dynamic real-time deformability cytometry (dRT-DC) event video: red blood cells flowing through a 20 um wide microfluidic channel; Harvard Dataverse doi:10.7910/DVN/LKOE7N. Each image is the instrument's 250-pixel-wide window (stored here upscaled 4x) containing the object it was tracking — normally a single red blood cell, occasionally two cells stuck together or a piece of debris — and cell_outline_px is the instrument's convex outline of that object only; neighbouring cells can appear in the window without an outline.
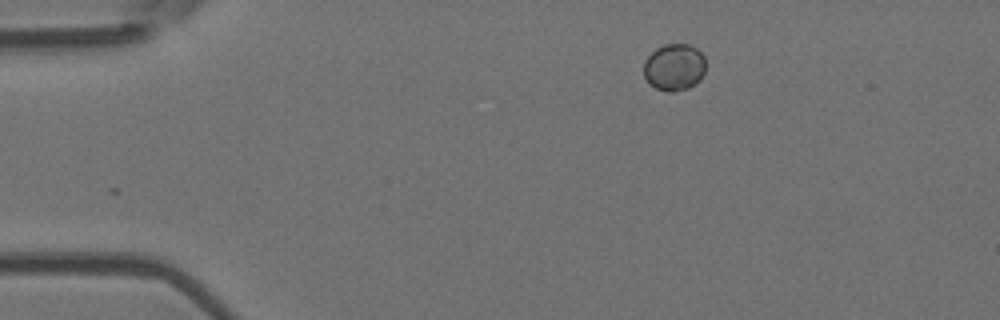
{"species": "Egyptian fruit bat (a non-hibernating species)", "species_latin": "Rousettus aegyptiacus", "temperature_condition": "room temperature", "stored_images_in_passage": 40, "camera_frame_rate_fps": 3000, "um_per_image_px": 0.085, "animal": {"sex": "female"}, "frame": {"image": 1, "passage_image": 1, "time_ms": 0.0, "image_size_px": [1000, 320], "cell_outline_px": [[704, 72], [700, 80], [688, 88], [672, 92], [668, 92], [656, 88], [648, 84], [644, 76], [644, 60], [656, 48], [664, 44], [688, 44], [696, 48], [704, 56]], "centroid_in_image_um": [57.29, 5.71], "position_along_channel_um": 27.7, "area_um2": 16.99}}
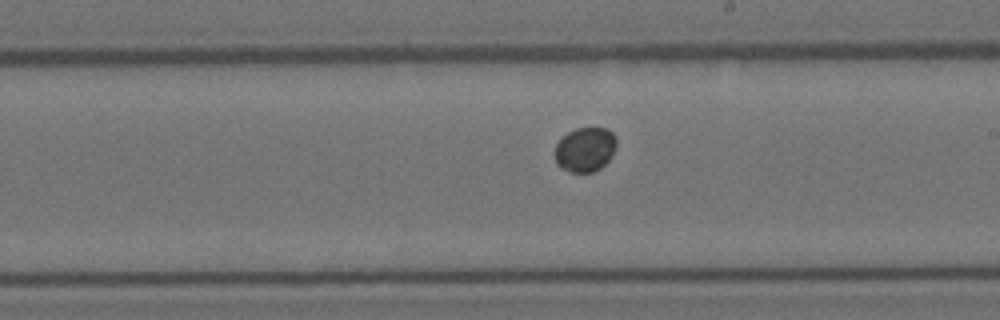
{"frame": {"image": 2, "passage_image": 23, "time_ms": 7.333, "image_size_px": [1000, 320], "cell_outline_px": [[616, 148], [612, 156], [600, 168], [592, 172], [568, 172], [560, 168], [556, 164], [556, 144], [568, 132], [576, 128], [608, 128], [616, 136]], "centroid_in_image_um": [49.75, 12.71], "position_along_channel_um": 239.2, "area_um2": 16.01}}
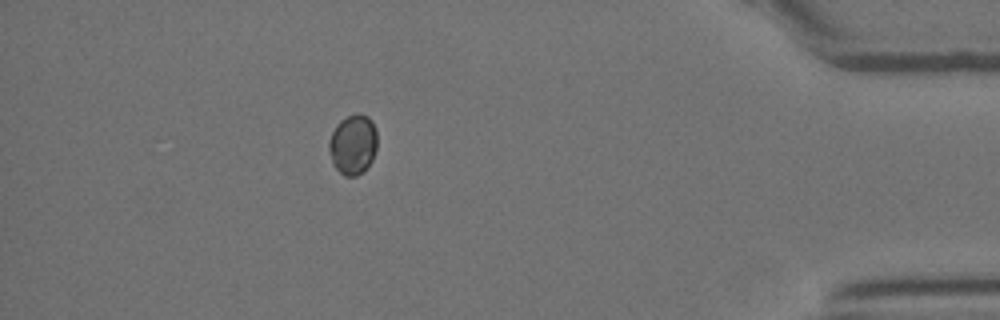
{"frame": {"image": 3, "passage_image": 40, "time_ms": 13.0, "image_size_px": [1000, 320], "cell_outline_px": [[376, 148], [372, 160], [356, 176], [344, 176], [332, 164], [328, 148], [328, 144], [332, 132], [336, 124], [340, 120], [356, 112], [368, 116], [372, 120], [376, 128]], "centroid_in_image_um": [29.98, 12.24], "position_along_channel_um": 405.2, "area_um2": 16.88}}